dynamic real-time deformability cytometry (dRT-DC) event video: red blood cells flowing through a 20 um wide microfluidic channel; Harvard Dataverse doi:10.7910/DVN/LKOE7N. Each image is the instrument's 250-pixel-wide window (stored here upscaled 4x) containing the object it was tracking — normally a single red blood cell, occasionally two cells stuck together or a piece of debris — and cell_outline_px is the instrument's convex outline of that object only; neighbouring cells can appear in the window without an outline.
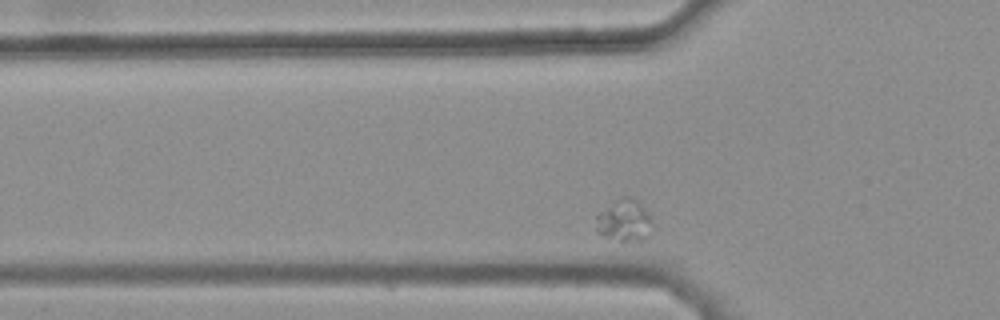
{"species": "common noctule bat (a hibernating species)", "species_latin": "Nyctalus noctula", "temperature_condition": "warm", "stored_images_in_passage": 30, "camera_frame_rate_fps": 3000, "um_per_image_px": 0.085, "animal": {"sex": "female", "body_mass_g": 25.1}, "frame": {"image": 1, "passage_image": 3, "time_ms": 0.667, "image_size_px": [1000, 320], "cell_outline_px": [[652, 220], [644, 240], [620, 244], [596, 232], [596, 216], [600, 212], [620, 196], [628, 196], [636, 200], [652, 216]], "centroid_in_image_um": [53.03, 18.79], "position_along_channel_um": 72.8, "area_um2": 14.05}}
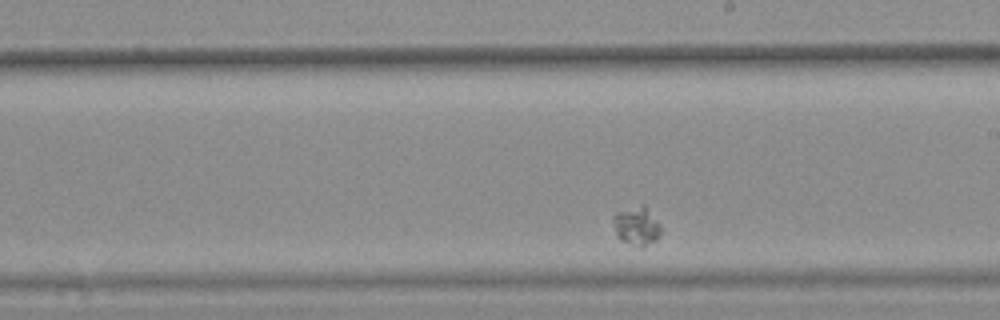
{"frame": {"image": 2, "passage_image": 18, "time_ms": 5.667, "image_size_px": [1000, 320], "cell_outline_px": [[660, 232], [656, 240], [640, 248], [620, 240], [616, 236], [612, 220], [612, 216], [616, 212], [644, 204], [660, 224]], "centroid_in_image_um": [54.08, 19.22], "position_along_channel_um": 234.9, "area_um2": 10.75}}
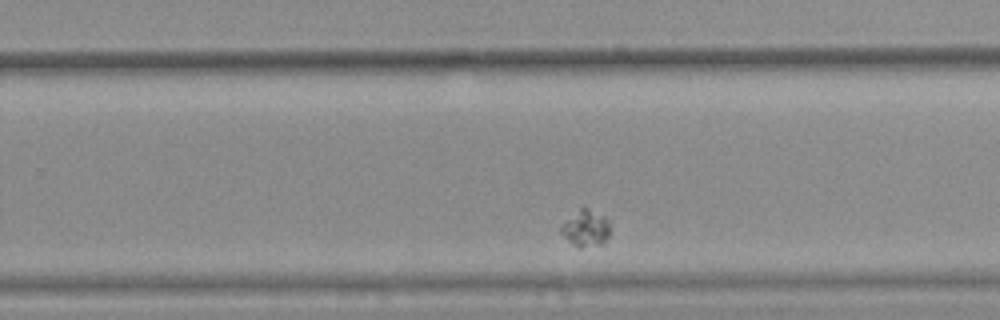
{"frame": {"image": 3, "passage_image": 22, "time_ms": 7.0, "image_size_px": [1000, 320], "cell_outline_px": [[608, 236], [604, 244], [580, 248], [576, 248], [560, 232], [560, 228], [580, 208], [588, 208], [604, 216], [608, 220]], "centroid_in_image_um": [49.81, 19.45], "position_along_channel_um": 280.0, "area_um2": 10.17}}